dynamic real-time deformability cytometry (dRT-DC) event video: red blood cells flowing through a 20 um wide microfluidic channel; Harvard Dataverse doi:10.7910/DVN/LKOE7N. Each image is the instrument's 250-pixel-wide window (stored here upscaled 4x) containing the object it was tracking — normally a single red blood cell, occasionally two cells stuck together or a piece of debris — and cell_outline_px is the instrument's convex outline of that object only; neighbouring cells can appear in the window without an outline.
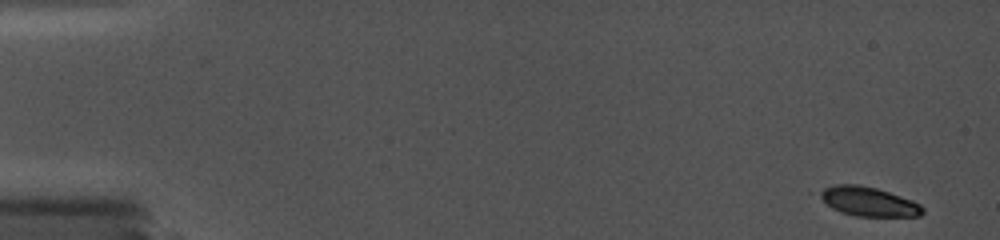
{"species": "common noctule bat (a hibernating species)", "species_latin": "Nyctalus noctula", "temperature_condition": "cold", "stored_images_in_passage": 19, "camera_frame_rate_fps": 5000, "um_per_image_px": 0.085, "animal": {"sex": "female", "body_mass_g": 19.0, "forearm_length_mm": 56.7}, "frame": {"image": 1, "passage_image": 1, "time_ms": 0.0, "image_size_px": [1000, 240], "cell_outline_px": [[924, 212], [920, 216], [856, 216], [840, 212], [832, 208], [816, 196], [816, 192], [824, 188], [836, 184], [856, 184], [876, 188], [912, 200], [920, 204], [924, 208]], "centroid_in_image_um": [73.77, 17.13], "position_along_channel_um": 11.2, "area_um2": 17.63}}
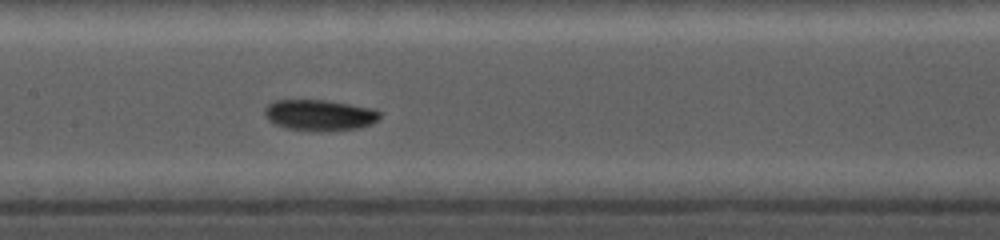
{"frame": {"image": 2, "passage_image": 17, "time_ms": 8.4, "image_size_px": [1000, 240], "cell_outline_px": [[380, 116], [372, 124], [360, 128], [328, 132], [284, 128], [268, 120], [264, 116], [264, 108], [272, 100], [324, 100], [376, 108], [380, 112]], "centroid_in_image_um": [27.17, 9.79], "position_along_channel_um": 180.2, "area_um2": 21.15}}
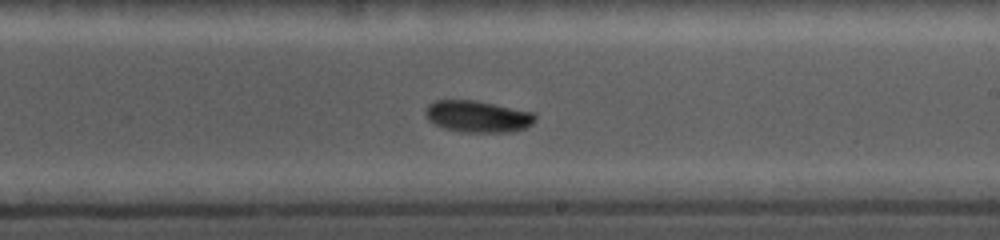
{"frame": {"image": 3, "passage_image": 19, "time_ms": 10.2, "image_size_px": [1000, 240], "cell_outline_px": [[536, 120], [532, 124], [524, 128], [512, 132], [464, 132], [444, 128], [428, 120], [424, 112], [428, 104], [436, 100], [476, 100], [536, 112]], "centroid_in_image_um": [40.64, 9.89], "position_along_channel_um": 248.4, "area_um2": 20.46}}